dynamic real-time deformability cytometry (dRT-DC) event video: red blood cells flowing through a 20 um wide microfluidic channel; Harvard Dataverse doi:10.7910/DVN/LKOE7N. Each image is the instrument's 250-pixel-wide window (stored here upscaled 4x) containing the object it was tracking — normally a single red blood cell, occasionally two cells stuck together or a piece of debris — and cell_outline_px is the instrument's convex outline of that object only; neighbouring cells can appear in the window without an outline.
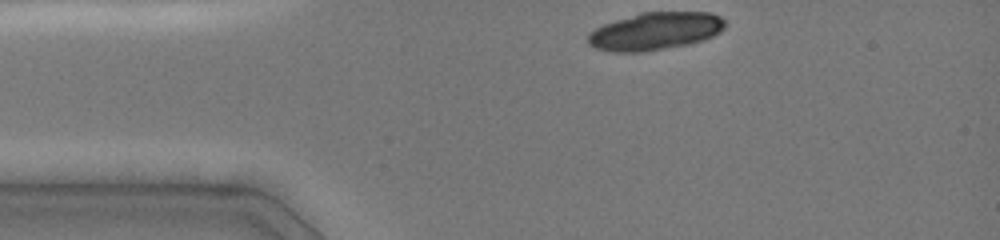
{"species": "common noctule bat (a hibernating species)", "species_latin": "Nyctalus noctula", "temperature_condition": "cold", "stored_images_in_passage": 2, "camera_frame_rate_fps": 3000, "um_per_image_px": 0.085, "animal": {"sex": "female", "body_mass_g": 19.0, "forearm_length_mm": 51.5}, "frame": {"image": 1, "passage_image": 1, "time_ms": 0.0, "image_size_px": [1000, 240], "cell_outline_px": [[728, 24], [720, 32], [704, 40], [688, 44], [640, 52], [612, 52], [596, 48], [588, 44], [588, 32], [604, 24], [640, 12], [712, 12], [720, 16]], "centroid_in_image_um": [55.71, 2.64], "position_along_channel_um": 29.3, "area_um2": 30.11}}